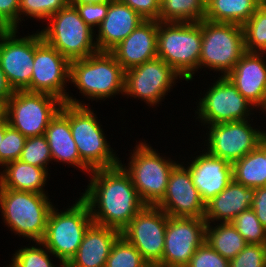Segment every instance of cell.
I'll return each instance as SVG.
<instances>
[{"label":"cell","instance_id":"52a82bcc","mask_svg":"<svg viewBox=\"0 0 266 267\" xmlns=\"http://www.w3.org/2000/svg\"><path fill=\"white\" fill-rule=\"evenodd\" d=\"M137 143L127 165L121 160L119 164L130 176L141 200L146 205H156L165 195L170 173L179 162L160 155L145 139Z\"/></svg>","mask_w":266,"mask_h":267},{"label":"cell","instance_id":"836d02e7","mask_svg":"<svg viewBox=\"0 0 266 267\" xmlns=\"http://www.w3.org/2000/svg\"><path fill=\"white\" fill-rule=\"evenodd\" d=\"M69 4L70 0H19V23L26 16L44 22Z\"/></svg>","mask_w":266,"mask_h":267},{"label":"cell","instance_id":"60d3db41","mask_svg":"<svg viewBox=\"0 0 266 267\" xmlns=\"http://www.w3.org/2000/svg\"><path fill=\"white\" fill-rule=\"evenodd\" d=\"M0 23L6 29H19V0H0Z\"/></svg>","mask_w":266,"mask_h":267},{"label":"cell","instance_id":"e575fe53","mask_svg":"<svg viewBox=\"0 0 266 267\" xmlns=\"http://www.w3.org/2000/svg\"><path fill=\"white\" fill-rule=\"evenodd\" d=\"M231 223L248 244L266 245V228L252 208L241 212Z\"/></svg>","mask_w":266,"mask_h":267},{"label":"cell","instance_id":"1f68e13d","mask_svg":"<svg viewBox=\"0 0 266 267\" xmlns=\"http://www.w3.org/2000/svg\"><path fill=\"white\" fill-rule=\"evenodd\" d=\"M32 243L36 244L34 246H22L20 249L16 250L15 253L12 254L11 265L9 264L5 267H65L63 263H59V266L53 263L54 260L51 258L54 255L41 241Z\"/></svg>","mask_w":266,"mask_h":267},{"label":"cell","instance_id":"4316f807","mask_svg":"<svg viewBox=\"0 0 266 267\" xmlns=\"http://www.w3.org/2000/svg\"><path fill=\"white\" fill-rule=\"evenodd\" d=\"M264 0H205L204 19L243 26Z\"/></svg>","mask_w":266,"mask_h":267},{"label":"cell","instance_id":"ffe728a7","mask_svg":"<svg viewBox=\"0 0 266 267\" xmlns=\"http://www.w3.org/2000/svg\"><path fill=\"white\" fill-rule=\"evenodd\" d=\"M265 55L266 53L245 52L226 76L259 113L266 103Z\"/></svg>","mask_w":266,"mask_h":267},{"label":"cell","instance_id":"8d00e7d4","mask_svg":"<svg viewBox=\"0 0 266 267\" xmlns=\"http://www.w3.org/2000/svg\"><path fill=\"white\" fill-rule=\"evenodd\" d=\"M26 139L17 129L8 124L6 118L4 119V138L1 139L0 144V168L19 160Z\"/></svg>","mask_w":266,"mask_h":267},{"label":"cell","instance_id":"44dd1931","mask_svg":"<svg viewBox=\"0 0 266 267\" xmlns=\"http://www.w3.org/2000/svg\"><path fill=\"white\" fill-rule=\"evenodd\" d=\"M158 21L145 20L110 53L126 71L157 57Z\"/></svg>","mask_w":266,"mask_h":267},{"label":"cell","instance_id":"f546056e","mask_svg":"<svg viewBox=\"0 0 266 267\" xmlns=\"http://www.w3.org/2000/svg\"><path fill=\"white\" fill-rule=\"evenodd\" d=\"M205 11V0H161L159 21L200 22Z\"/></svg>","mask_w":266,"mask_h":267},{"label":"cell","instance_id":"83f0119b","mask_svg":"<svg viewBox=\"0 0 266 267\" xmlns=\"http://www.w3.org/2000/svg\"><path fill=\"white\" fill-rule=\"evenodd\" d=\"M233 179L250 188L266 186L265 138L233 164Z\"/></svg>","mask_w":266,"mask_h":267},{"label":"cell","instance_id":"f6af8a7d","mask_svg":"<svg viewBox=\"0 0 266 267\" xmlns=\"http://www.w3.org/2000/svg\"><path fill=\"white\" fill-rule=\"evenodd\" d=\"M110 0H70V4H96V3H105Z\"/></svg>","mask_w":266,"mask_h":267},{"label":"cell","instance_id":"484cf974","mask_svg":"<svg viewBox=\"0 0 266 267\" xmlns=\"http://www.w3.org/2000/svg\"><path fill=\"white\" fill-rule=\"evenodd\" d=\"M1 169L0 189L48 194V191L44 189L48 183L47 179L51 176L47 169L20 160L10 162Z\"/></svg>","mask_w":266,"mask_h":267},{"label":"cell","instance_id":"f907efd6","mask_svg":"<svg viewBox=\"0 0 266 267\" xmlns=\"http://www.w3.org/2000/svg\"><path fill=\"white\" fill-rule=\"evenodd\" d=\"M265 159H266V137H265Z\"/></svg>","mask_w":266,"mask_h":267},{"label":"cell","instance_id":"681fc988","mask_svg":"<svg viewBox=\"0 0 266 267\" xmlns=\"http://www.w3.org/2000/svg\"><path fill=\"white\" fill-rule=\"evenodd\" d=\"M264 112H265L264 115L266 116V103H265L264 107L262 108V112H261V114L264 113Z\"/></svg>","mask_w":266,"mask_h":267},{"label":"cell","instance_id":"f1b7e54d","mask_svg":"<svg viewBox=\"0 0 266 267\" xmlns=\"http://www.w3.org/2000/svg\"><path fill=\"white\" fill-rule=\"evenodd\" d=\"M205 240L228 260L233 259L248 244L231 222L207 223Z\"/></svg>","mask_w":266,"mask_h":267},{"label":"cell","instance_id":"5bb4252c","mask_svg":"<svg viewBox=\"0 0 266 267\" xmlns=\"http://www.w3.org/2000/svg\"><path fill=\"white\" fill-rule=\"evenodd\" d=\"M180 78L182 82V77L171 66L156 57L125 71L123 96L142 99L149 107H159Z\"/></svg>","mask_w":266,"mask_h":267},{"label":"cell","instance_id":"603a6c76","mask_svg":"<svg viewBox=\"0 0 266 267\" xmlns=\"http://www.w3.org/2000/svg\"><path fill=\"white\" fill-rule=\"evenodd\" d=\"M120 235L119 230L93 222L65 267H105L111 248Z\"/></svg>","mask_w":266,"mask_h":267},{"label":"cell","instance_id":"30bf717a","mask_svg":"<svg viewBox=\"0 0 266 267\" xmlns=\"http://www.w3.org/2000/svg\"><path fill=\"white\" fill-rule=\"evenodd\" d=\"M70 63L54 47L42 40L38 29L34 33V65L29 92L51 94L70 105L89 106L90 103L85 104L86 102L73 98V94L67 92Z\"/></svg>","mask_w":266,"mask_h":267},{"label":"cell","instance_id":"277c9868","mask_svg":"<svg viewBox=\"0 0 266 267\" xmlns=\"http://www.w3.org/2000/svg\"><path fill=\"white\" fill-rule=\"evenodd\" d=\"M125 70L110 52H100L71 61L70 83L87 101H105L124 95Z\"/></svg>","mask_w":266,"mask_h":267},{"label":"cell","instance_id":"9a60e30c","mask_svg":"<svg viewBox=\"0 0 266 267\" xmlns=\"http://www.w3.org/2000/svg\"><path fill=\"white\" fill-rule=\"evenodd\" d=\"M168 217L156 205H145L121 231L150 266L162 260Z\"/></svg>","mask_w":266,"mask_h":267},{"label":"cell","instance_id":"cb8c5ba5","mask_svg":"<svg viewBox=\"0 0 266 267\" xmlns=\"http://www.w3.org/2000/svg\"><path fill=\"white\" fill-rule=\"evenodd\" d=\"M255 188L246 187L234 179L218 195L205 204L206 223L231 222L241 212L251 209Z\"/></svg>","mask_w":266,"mask_h":267},{"label":"cell","instance_id":"7a4b0ae2","mask_svg":"<svg viewBox=\"0 0 266 267\" xmlns=\"http://www.w3.org/2000/svg\"><path fill=\"white\" fill-rule=\"evenodd\" d=\"M202 45L200 22L158 21L157 57L171 66L185 81H193L199 70Z\"/></svg>","mask_w":266,"mask_h":267},{"label":"cell","instance_id":"8fae6325","mask_svg":"<svg viewBox=\"0 0 266 267\" xmlns=\"http://www.w3.org/2000/svg\"><path fill=\"white\" fill-rule=\"evenodd\" d=\"M63 103L47 93L14 91L6 102L5 118L26 138L44 135Z\"/></svg>","mask_w":266,"mask_h":267},{"label":"cell","instance_id":"c3c4849f","mask_svg":"<svg viewBox=\"0 0 266 267\" xmlns=\"http://www.w3.org/2000/svg\"><path fill=\"white\" fill-rule=\"evenodd\" d=\"M6 31V29L0 23V36Z\"/></svg>","mask_w":266,"mask_h":267},{"label":"cell","instance_id":"8992f818","mask_svg":"<svg viewBox=\"0 0 266 267\" xmlns=\"http://www.w3.org/2000/svg\"><path fill=\"white\" fill-rule=\"evenodd\" d=\"M77 199L64 211L56 205L51 208L41 241L64 265L76 254L88 227L93 223L88 204L80 196Z\"/></svg>","mask_w":266,"mask_h":267},{"label":"cell","instance_id":"d6a6232c","mask_svg":"<svg viewBox=\"0 0 266 267\" xmlns=\"http://www.w3.org/2000/svg\"><path fill=\"white\" fill-rule=\"evenodd\" d=\"M105 267H150L140 252L122 235L113 244Z\"/></svg>","mask_w":266,"mask_h":267},{"label":"cell","instance_id":"74e56055","mask_svg":"<svg viewBox=\"0 0 266 267\" xmlns=\"http://www.w3.org/2000/svg\"><path fill=\"white\" fill-rule=\"evenodd\" d=\"M229 267H266V245L247 244L229 260Z\"/></svg>","mask_w":266,"mask_h":267},{"label":"cell","instance_id":"2e32d148","mask_svg":"<svg viewBox=\"0 0 266 267\" xmlns=\"http://www.w3.org/2000/svg\"><path fill=\"white\" fill-rule=\"evenodd\" d=\"M206 225L204 218L169 216L162 260L156 267H186L206 239Z\"/></svg>","mask_w":266,"mask_h":267},{"label":"cell","instance_id":"ee69618b","mask_svg":"<svg viewBox=\"0 0 266 267\" xmlns=\"http://www.w3.org/2000/svg\"><path fill=\"white\" fill-rule=\"evenodd\" d=\"M13 93L14 91L9 85L6 76L0 66V100L7 102V100L12 96Z\"/></svg>","mask_w":266,"mask_h":267},{"label":"cell","instance_id":"7402d4cb","mask_svg":"<svg viewBox=\"0 0 266 267\" xmlns=\"http://www.w3.org/2000/svg\"><path fill=\"white\" fill-rule=\"evenodd\" d=\"M143 21L145 19L128 5L120 0H110L106 17L95 29L98 51L110 52Z\"/></svg>","mask_w":266,"mask_h":267},{"label":"cell","instance_id":"d590c367","mask_svg":"<svg viewBox=\"0 0 266 267\" xmlns=\"http://www.w3.org/2000/svg\"><path fill=\"white\" fill-rule=\"evenodd\" d=\"M19 160L48 170L52 155L45 135L27 138Z\"/></svg>","mask_w":266,"mask_h":267},{"label":"cell","instance_id":"b9f144b4","mask_svg":"<svg viewBox=\"0 0 266 267\" xmlns=\"http://www.w3.org/2000/svg\"><path fill=\"white\" fill-rule=\"evenodd\" d=\"M145 20L159 21L160 0H120Z\"/></svg>","mask_w":266,"mask_h":267},{"label":"cell","instance_id":"ba28073f","mask_svg":"<svg viewBox=\"0 0 266 267\" xmlns=\"http://www.w3.org/2000/svg\"><path fill=\"white\" fill-rule=\"evenodd\" d=\"M46 21V27L39 31L42 40L70 62L98 52L95 30L84 22L73 5L69 4Z\"/></svg>","mask_w":266,"mask_h":267},{"label":"cell","instance_id":"bcb514c9","mask_svg":"<svg viewBox=\"0 0 266 267\" xmlns=\"http://www.w3.org/2000/svg\"><path fill=\"white\" fill-rule=\"evenodd\" d=\"M5 114H6V102L0 100V121L5 119Z\"/></svg>","mask_w":266,"mask_h":267},{"label":"cell","instance_id":"7bdbcfd3","mask_svg":"<svg viewBox=\"0 0 266 267\" xmlns=\"http://www.w3.org/2000/svg\"><path fill=\"white\" fill-rule=\"evenodd\" d=\"M251 208L258 220L266 228V186L255 188V196Z\"/></svg>","mask_w":266,"mask_h":267},{"label":"cell","instance_id":"ac0fdd59","mask_svg":"<svg viewBox=\"0 0 266 267\" xmlns=\"http://www.w3.org/2000/svg\"><path fill=\"white\" fill-rule=\"evenodd\" d=\"M156 206L168 216L204 218L205 203L184 162L178 163L171 171L166 193Z\"/></svg>","mask_w":266,"mask_h":267},{"label":"cell","instance_id":"9c48e42d","mask_svg":"<svg viewBox=\"0 0 266 267\" xmlns=\"http://www.w3.org/2000/svg\"><path fill=\"white\" fill-rule=\"evenodd\" d=\"M245 52L242 26L202 20L199 70L207 68L225 77Z\"/></svg>","mask_w":266,"mask_h":267},{"label":"cell","instance_id":"d6986e66","mask_svg":"<svg viewBox=\"0 0 266 267\" xmlns=\"http://www.w3.org/2000/svg\"><path fill=\"white\" fill-rule=\"evenodd\" d=\"M189 160L188 166L193 184L206 204L222 192L233 180V166L227 160L215 157L204 149ZM194 159V160H193Z\"/></svg>","mask_w":266,"mask_h":267},{"label":"cell","instance_id":"3957f363","mask_svg":"<svg viewBox=\"0 0 266 267\" xmlns=\"http://www.w3.org/2000/svg\"><path fill=\"white\" fill-rule=\"evenodd\" d=\"M48 194L0 189V211L3 223L14 235L33 242L42 241L47 219L54 206Z\"/></svg>","mask_w":266,"mask_h":267},{"label":"cell","instance_id":"f35d334b","mask_svg":"<svg viewBox=\"0 0 266 267\" xmlns=\"http://www.w3.org/2000/svg\"><path fill=\"white\" fill-rule=\"evenodd\" d=\"M186 267H229V260L222 257L205 240Z\"/></svg>","mask_w":266,"mask_h":267},{"label":"cell","instance_id":"4fadbf2b","mask_svg":"<svg viewBox=\"0 0 266 267\" xmlns=\"http://www.w3.org/2000/svg\"><path fill=\"white\" fill-rule=\"evenodd\" d=\"M251 121L253 119L205 125L209 131L207 137L203 135V140L207 139L202 143L206 146L204 150L233 164L254 150L266 137V131H262L260 126L255 128Z\"/></svg>","mask_w":266,"mask_h":267},{"label":"cell","instance_id":"5b68a950","mask_svg":"<svg viewBox=\"0 0 266 267\" xmlns=\"http://www.w3.org/2000/svg\"><path fill=\"white\" fill-rule=\"evenodd\" d=\"M60 112L69 120L80 159L91 169L119 165L120 158L107 141L97 114L89 106L63 103Z\"/></svg>","mask_w":266,"mask_h":267},{"label":"cell","instance_id":"7c38bea8","mask_svg":"<svg viewBox=\"0 0 266 267\" xmlns=\"http://www.w3.org/2000/svg\"><path fill=\"white\" fill-rule=\"evenodd\" d=\"M206 91L204 90L203 97L196 100L195 119H198L201 126L243 121L255 115L253 110L256 108L226 76L218 77L215 82L213 80Z\"/></svg>","mask_w":266,"mask_h":267},{"label":"cell","instance_id":"ab89813d","mask_svg":"<svg viewBox=\"0 0 266 267\" xmlns=\"http://www.w3.org/2000/svg\"><path fill=\"white\" fill-rule=\"evenodd\" d=\"M79 13V16L93 30L97 29L106 17L110 1L96 4H71ZM95 27V28H94Z\"/></svg>","mask_w":266,"mask_h":267},{"label":"cell","instance_id":"7dc6e473","mask_svg":"<svg viewBox=\"0 0 266 267\" xmlns=\"http://www.w3.org/2000/svg\"><path fill=\"white\" fill-rule=\"evenodd\" d=\"M4 138V120L0 121V144H1V139Z\"/></svg>","mask_w":266,"mask_h":267},{"label":"cell","instance_id":"d4e9b609","mask_svg":"<svg viewBox=\"0 0 266 267\" xmlns=\"http://www.w3.org/2000/svg\"><path fill=\"white\" fill-rule=\"evenodd\" d=\"M44 135L49 144L52 161L69 164L74 168L77 167L85 174L92 171L80 159L76 143L71 134L70 122L60 111L50 121Z\"/></svg>","mask_w":266,"mask_h":267},{"label":"cell","instance_id":"e0dca14e","mask_svg":"<svg viewBox=\"0 0 266 267\" xmlns=\"http://www.w3.org/2000/svg\"><path fill=\"white\" fill-rule=\"evenodd\" d=\"M19 33L9 29L0 36V66L13 91L29 92L34 65V33L23 37Z\"/></svg>","mask_w":266,"mask_h":267},{"label":"cell","instance_id":"6da1fadb","mask_svg":"<svg viewBox=\"0 0 266 267\" xmlns=\"http://www.w3.org/2000/svg\"><path fill=\"white\" fill-rule=\"evenodd\" d=\"M89 175L80 197L88 204L93 222L121 232L146 204L120 164L94 169Z\"/></svg>","mask_w":266,"mask_h":267},{"label":"cell","instance_id":"4dcf8cb0","mask_svg":"<svg viewBox=\"0 0 266 267\" xmlns=\"http://www.w3.org/2000/svg\"><path fill=\"white\" fill-rule=\"evenodd\" d=\"M242 28L245 51L266 53V0Z\"/></svg>","mask_w":266,"mask_h":267}]
</instances>
